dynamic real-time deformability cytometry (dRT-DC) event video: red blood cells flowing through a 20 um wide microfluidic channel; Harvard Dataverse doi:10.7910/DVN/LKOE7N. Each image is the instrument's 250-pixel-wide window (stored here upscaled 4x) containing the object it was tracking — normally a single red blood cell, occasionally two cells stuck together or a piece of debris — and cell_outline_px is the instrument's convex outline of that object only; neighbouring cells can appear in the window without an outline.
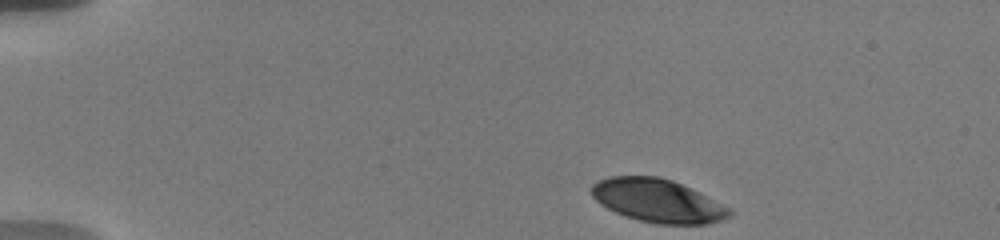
{"species": "human", "species_latin": "Homo sapiens", "temperature_condition": "warm", "stored_images_in_passage": 29, "camera_frame_rate_fps": 3000, "um_per_image_px": 0.085, "donor": {"sex": "male"}, "frame": {"image": 1, "passage_image": 1, "time_ms": 0.0, "image_size_px": [1000, 240], "cell_outline_px": [[732, 216], [708, 224], [660, 224], [640, 220], [624, 216], [600, 204], [592, 196], [592, 184], [596, 180], [608, 176], [660, 176], [672, 180], [692, 188], [732, 208]], "centroid_in_image_um": [55.93, 17.05], "position_along_channel_um": 29.1, "area_um2": 35.03}}
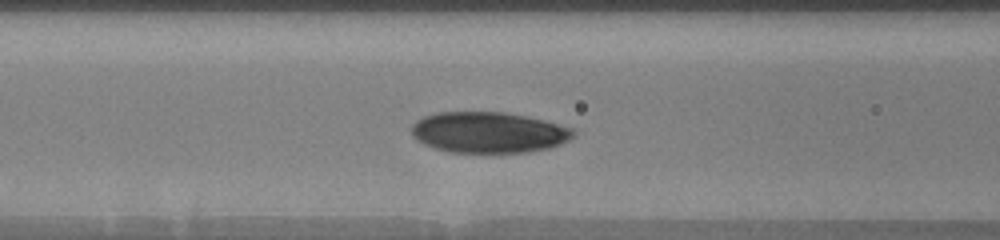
{"frame": {"image": 2, "passage_image": 19, "time_ms": 5.0, "image_size_px": [1000, 240], "cell_outline_px": [[576, 136], [560, 144], [548, 148], [528, 152], [452, 152], [436, 148], [424, 144], [412, 136], [412, 124], [416, 120], [424, 116], [436, 112], [504, 112], [544, 120], [572, 128], [576, 132]], "centroid_in_image_um": [41.53, 11.25], "position_along_channel_um": 125.1, "area_um2": 38.49}}
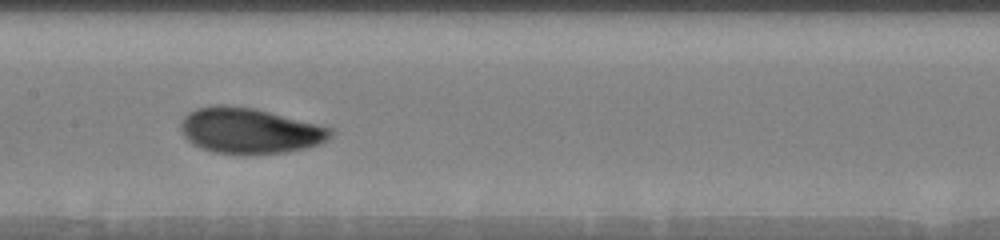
{"frame": {"image": 3, "passage_image": 28, "time_ms": 6.667, "image_size_px": [1000, 240], "cell_outline_px": [[332, 136], [328, 140], [320, 144], [304, 148], [284, 152], [244, 156], [216, 152], [200, 148], [192, 144], [180, 132], [180, 124], [184, 116], [188, 112], [196, 108], [216, 104], [224, 104], [256, 108], [332, 128]], "centroid_in_image_um": [21.18, 11.12], "position_along_channel_um": 186.2, "area_um2": 40.4}}